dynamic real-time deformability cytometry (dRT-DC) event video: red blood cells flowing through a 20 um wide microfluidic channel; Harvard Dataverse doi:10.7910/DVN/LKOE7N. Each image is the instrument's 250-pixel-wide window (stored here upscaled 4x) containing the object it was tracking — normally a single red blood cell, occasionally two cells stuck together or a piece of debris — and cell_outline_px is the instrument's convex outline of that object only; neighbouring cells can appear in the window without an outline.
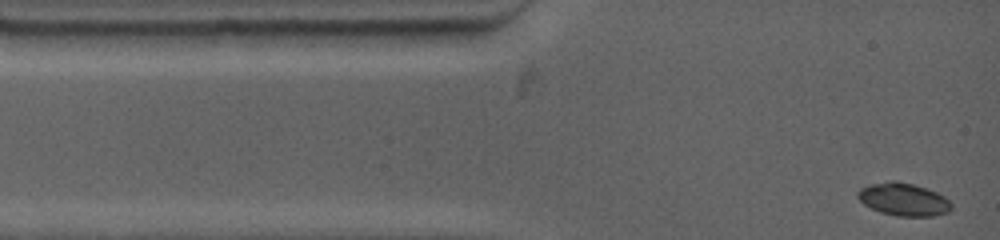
{"species": "common noctule bat (a hibernating species)", "species_latin": "Nyctalus noctula", "temperature_condition": "warm", "stored_images_in_passage": 26, "camera_frame_rate_fps": 4500, "um_per_image_px": 0.085, "animal": {"sex": "female", "body_mass_g": 19.0, "forearm_length_mm": 53.3}, "frame": {"image": 1, "passage_image": 1, "time_ms": 0.0, "image_size_px": [1000, 240], "cell_outline_px": [[952, 208], [948, 212], [932, 216], [896, 216], [880, 212], [864, 204], [856, 196], [856, 192], [860, 188], [872, 184], [888, 180], [896, 180], [928, 188], [944, 196], [952, 204]], "centroid_in_image_um": [76.79, 16.94], "position_along_channel_um": 8.2, "area_um2": 17.98}}
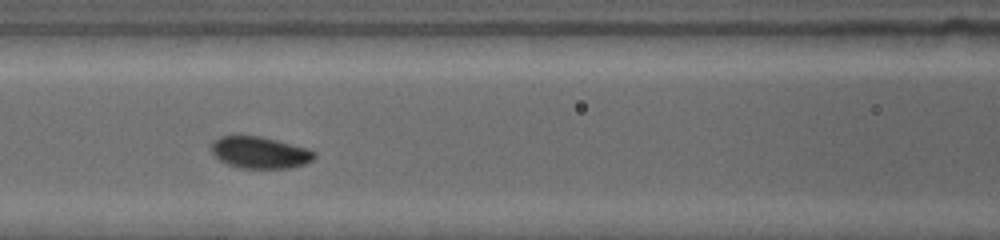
{"frame": {"image": 2, "passage_image": 11, "time_ms": 4.667, "image_size_px": [1000, 240], "cell_outline_px": [[316, 156], [312, 160], [304, 164], [288, 168], [240, 168], [228, 164], [220, 160], [212, 152], [212, 140], [220, 136], [260, 136], [308, 148], [316, 152]], "centroid_in_image_um": [22.1, 12.96], "position_along_channel_um": 144.5, "area_um2": 18.96}}
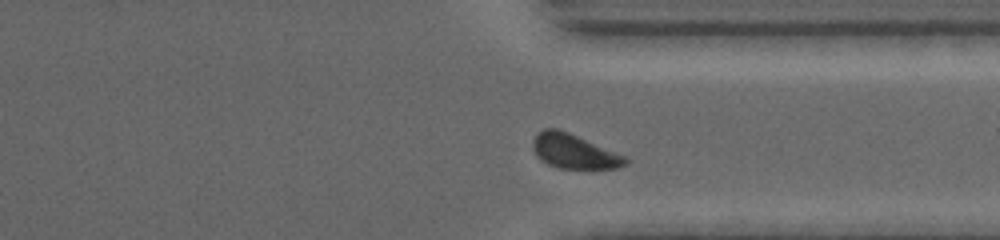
{"frame": {"image": 3, "passage_image": 23, "time_ms": 10.444, "image_size_px": [1000, 240], "cell_outline_px": [[628, 160], [620, 168], [560, 168], [548, 164], [540, 160], [536, 156], [532, 148], [532, 140], [536, 132], [544, 128], [560, 128], [624, 156]], "centroid_in_image_um": [48.7, 12.84], "position_along_channel_um": 362.7, "area_um2": 18.55}, "authors_computed_cell_mechanics": {"area_um2": 18.8428, "velocity_mm_per_s": 3.7742, "shape_relaxation_time_tau1_ms": 3.0543, "shape_relaxation_time_tau2_ms": null, "deformation_change_tau1": 0.0747, "deformation_change_tau2": null}}